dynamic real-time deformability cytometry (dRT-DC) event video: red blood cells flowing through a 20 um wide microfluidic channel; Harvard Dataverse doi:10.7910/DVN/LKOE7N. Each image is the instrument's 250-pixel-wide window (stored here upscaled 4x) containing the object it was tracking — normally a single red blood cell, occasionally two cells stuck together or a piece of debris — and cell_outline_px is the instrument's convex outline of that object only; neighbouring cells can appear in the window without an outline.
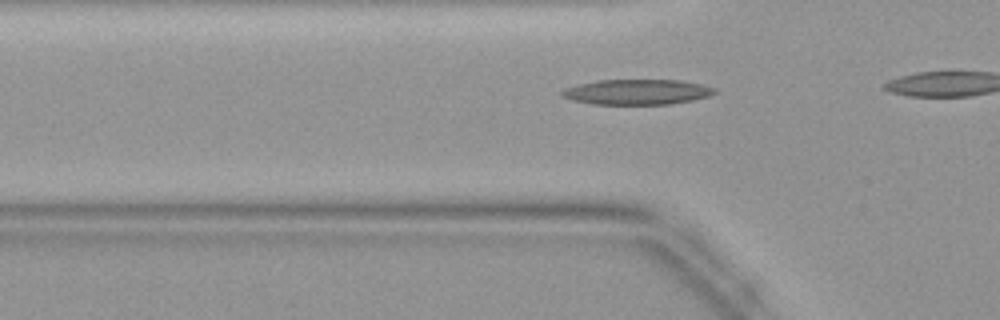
{"species": "common noctule bat (a hibernating species)", "species_latin": "Nyctalus noctula", "temperature_condition": "warm", "stored_images_in_passage": 11, "camera_frame_rate_fps": 3000, "um_per_image_px": 0.085, "animal": {"sex": "female", "body_mass_g": 19.9}, "frame": {"image": 1, "passage_image": 7, "time_ms": 2.0, "image_size_px": [1000, 320], "cell_outline_px": [[720, 92], [708, 96], [692, 100], [672, 104], [592, 104], [572, 100], [560, 96], [560, 92], [564, 88], [596, 80], [680, 80], [700, 84], [716, 88]], "centroid_in_image_um": [54.15, 7.82], "position_along_channel_um": 71.6, "area_um2": 22.6}}